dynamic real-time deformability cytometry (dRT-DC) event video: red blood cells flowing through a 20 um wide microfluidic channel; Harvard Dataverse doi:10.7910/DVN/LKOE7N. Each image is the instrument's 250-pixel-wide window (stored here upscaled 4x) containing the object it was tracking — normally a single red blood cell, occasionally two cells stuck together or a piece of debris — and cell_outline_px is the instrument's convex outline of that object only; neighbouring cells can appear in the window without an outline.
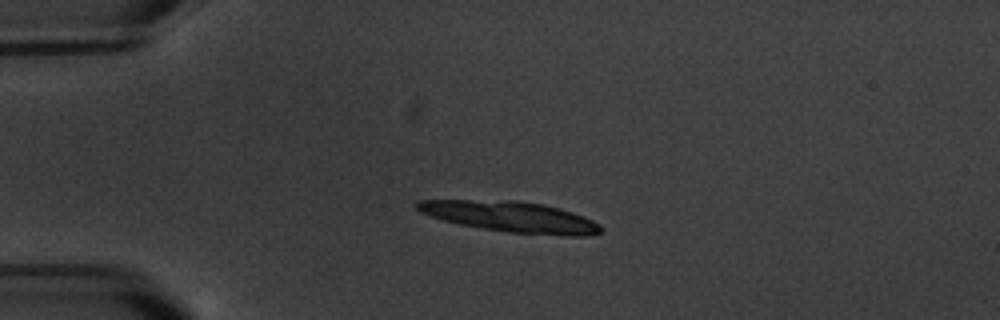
{"species": "common noctule bat (a hibernating species)", "species_latin": "Nyctalus noctula", "temperature_condition": "warm", "stored_images_in_passage": 15, "camera_frame_rate_fps": 3000, "um_per_image_px": 0.085, "animal": {"sex": "male", "body_mass_g": 20.1, "forearm_length_mm": 53.5}, "frame": {"image": 1, "passage_image": 3, "time_ms": 3.0, "image_size_px": [1000, 320], "cell_outline_px": [[604, 228], [600, 232], [588, 236], [564, 236], [508, 232], [460, 224], [444, 220], [420, 212], [412, 204], [420, 200], [516, 200], [544, 204], [572, 212], [592, 220], [600, 224]], "centroid_in_image_um": [43.43, 18.42], "position_along_channel_um": 41.6, "area_um2": 32.83}, "authors_computed_cell_mechanics": {"area_um2": 18.3226, "velocity_mm_per_s": 3.3949, "shape_relaxation_time_tau1_ms": 6.1235, "shape_relaxation_time_tau2_ms": 8.0722, "deformation_change_tau1": 0.1405, "deformation_change_tau2": 0.1829}}